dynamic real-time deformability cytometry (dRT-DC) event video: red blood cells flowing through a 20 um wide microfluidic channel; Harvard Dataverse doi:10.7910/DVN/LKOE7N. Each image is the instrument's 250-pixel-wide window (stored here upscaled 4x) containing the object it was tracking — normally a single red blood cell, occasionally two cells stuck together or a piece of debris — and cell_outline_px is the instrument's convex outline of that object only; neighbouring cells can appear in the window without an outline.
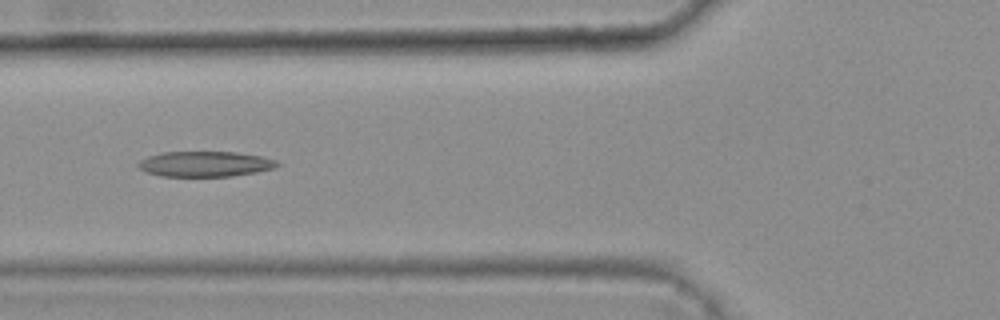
{"species": "common noctule bat (a hibernating species)", "species_latin": "Nyctalus noctula", "temperature_condition": "warm", "stored_images_in_passage": 46, "camera_frame_rate_fps": 3000, "um_per_image_px": 0.085, "animal": {"sex": "female", "body_mass_g": 25.1}, "frame": {"image": 1, "passage_image": 20, "time_ms": 6.333, "image_size_px": [1000, 320], "cell_outline_px": [[280, 164], [276, 168], [256, 172], [232, 176], [160, 176], [148, 172], [140, 168], [136, 164], [140, 160], [148, 156], [164, 152], [236, 152], [260, 156], [276, 160]], "centroid_in_image_um": [17.45, 13.94], "position_along_channel_um": 108.4, "area_um2": 20.46}, "authors_computed_cell_mechanics": {"area_um2": 20.6346, "velocity_mm_per_s": 3.8228, "shape_relaxation_time_tau1_ms": null, "shape_relaxation_time_tau2_ms": 7.8017, "deformation_change_tau1": null, "deformation_change_tau2": 0.2133}}